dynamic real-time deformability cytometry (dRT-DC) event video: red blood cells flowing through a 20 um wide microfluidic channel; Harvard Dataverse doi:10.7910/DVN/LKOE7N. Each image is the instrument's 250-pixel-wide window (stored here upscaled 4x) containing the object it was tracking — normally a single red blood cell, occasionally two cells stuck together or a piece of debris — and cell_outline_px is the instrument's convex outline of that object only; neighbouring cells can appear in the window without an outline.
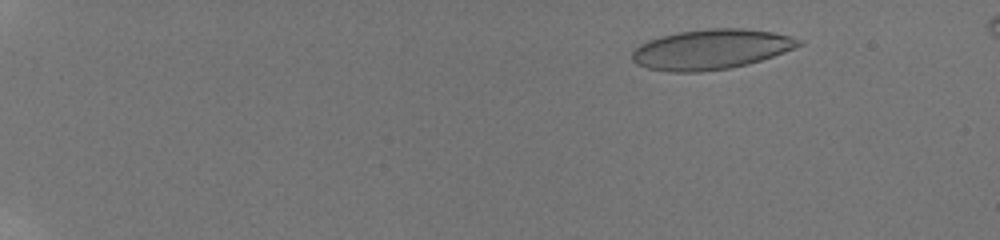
{"species": "human", "species_latin": "Homo sapiens", "temperature_condition": "room temperature", "stored_images_in_passage": 41, "camera_frame_rate_fps": 3000, "um_per_image_px": 0.085, "donor": {"sex": "male"}, "frame": {"image": 1, "passage_image": 5, "time_ms": 3.0, "image_size_px": [1000, 240], "cell_outline_px": [[804, 44], [784, 52], [748, 64], [728, 68], [700, 72], [668, 72], [648, 68], [636, 64], [632, 60], [632, 52], [640, 44], [648, 40], [660, 36], [680, 32], [708, 28], [744, 28], [776, 32], [804, 40]], "centroid_in_image_um": [60.46, 4.19], "position_along_channel_um": 24.5, "area_um2": 39.02}}
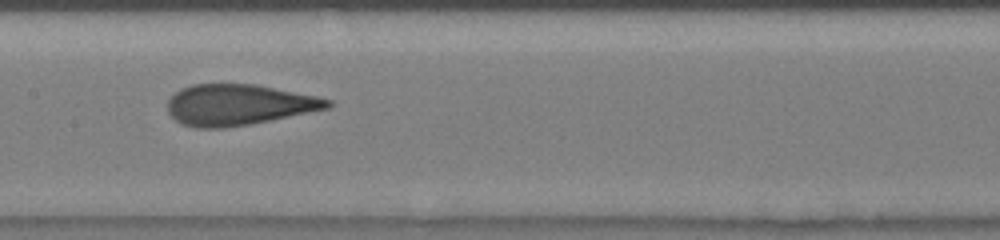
{"frame": {"image": 2, "passage_image": 19, "time_ms": 11.0, "image_size_px": [1000, 240], "cell_outline_px": [[332, 104], [328, 108], [248, 124], [224, 128], [196, 128], [180, 124], [168, 112], [168, 100], [180, 88], [192, 84], [256, 84], [316, 96], [332, 100]], "centroid_in_image_um": [20.23, 8.9], "position_along_channel_um": 187.2, "area_um2": 37.86}}
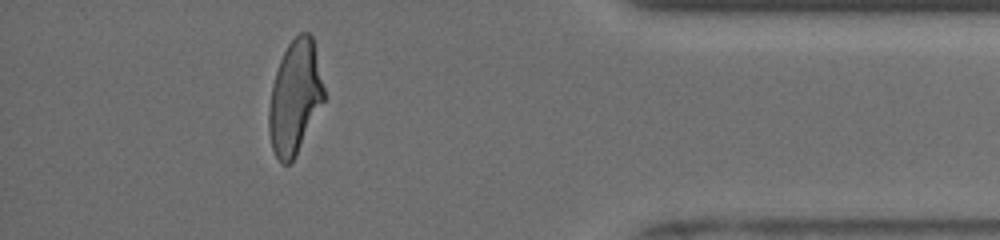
{"frame": {"image": 3, "passage_image": 37, "time_ms": 17.333, "image_size_px": [1000, 240], "cell_outline_px": [[324, 100], [296, 156], [288, 164], [280, 164], [272, 148], [268, 132], [268, 108], [272, 84], [280, 60], [288, 44], [300, 32], [308, 32], [312, 36], [324, 88]], "centroid_in_image_um": [25.04, 8.3], "position_along_channel_um": 410.2, "area_um2": 36.24}, "authors_computed_cell_mechanics": {"area_um2": 37.8012, "velocity_mm_per_s": 3.942, "shape_relaxation_time_tau1_ms": 5.7251, "shape_relaxation_time_tau2_ms": 0.6024, "deformation_change_tau1": 0.1966, "deformation_change_tau2": 0.0653}}